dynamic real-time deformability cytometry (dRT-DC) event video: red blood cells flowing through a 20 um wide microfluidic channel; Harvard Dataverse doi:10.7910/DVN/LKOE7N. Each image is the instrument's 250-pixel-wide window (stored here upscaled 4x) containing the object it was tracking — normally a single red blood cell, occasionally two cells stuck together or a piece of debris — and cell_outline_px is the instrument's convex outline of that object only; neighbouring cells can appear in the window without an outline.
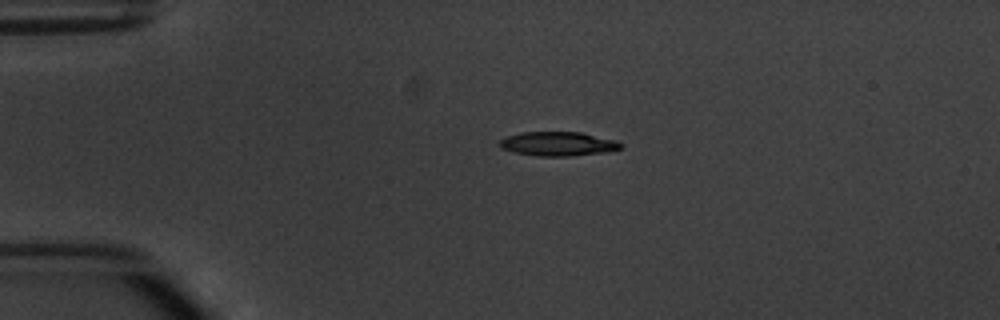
{"species": "common noctule bat (a hibernating species)", "species_latin": "Nyctalus noctula", "temperature_condition": "warm", "stored_images_in_passage": 3, "camera_frame_rate_fps": 3000, "um_per_image_px": 0.085, "animal": {"sex": "male", "body_mass_g": 20.1, "forearm_length_mm": 53.5}, "frame": {"image": 1, "passage_image": 1, "time_ms": 0.0, "image_size_px": [1000, 320], "cell_outline_px": [[624, 148], [608, 152], [568, 156], [536, 156], [512, 152], [500, 148], [500, 140], [504, 136], [520, 132], [580, 132], [616, 140], [624, 144]], "centroid_in_image_um": [47.44, 12.23], "position_along_channel_um": 37.6, "area_um2": 17.34}}
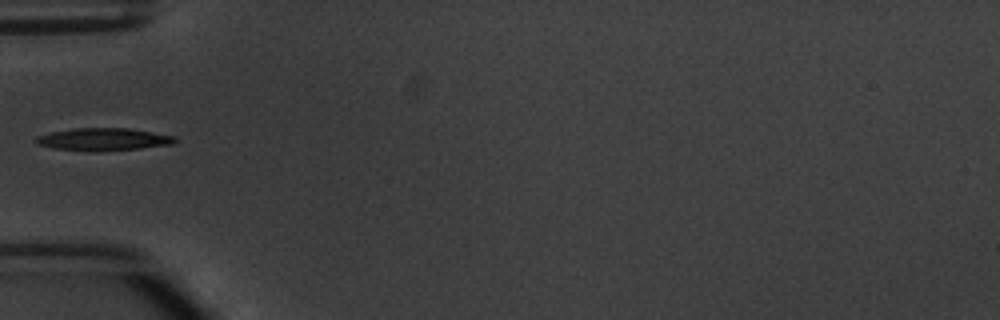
{"frame": {"image": 2, "passage_image": 2, "time_ms": 2.0, "image_size_px": [1000, 320], "cell_outline_px": [[180, 140], [172, 144], [140, 148], [52, 148], [36, 144], [32, 140], [36, 136], [52, 132], [72, 128], [128, 128], [176, 136]], "centroid_in_image_um": [8.81, 11.78], "position_along_channel_um": 76.2, "area_um2": 17.22}}